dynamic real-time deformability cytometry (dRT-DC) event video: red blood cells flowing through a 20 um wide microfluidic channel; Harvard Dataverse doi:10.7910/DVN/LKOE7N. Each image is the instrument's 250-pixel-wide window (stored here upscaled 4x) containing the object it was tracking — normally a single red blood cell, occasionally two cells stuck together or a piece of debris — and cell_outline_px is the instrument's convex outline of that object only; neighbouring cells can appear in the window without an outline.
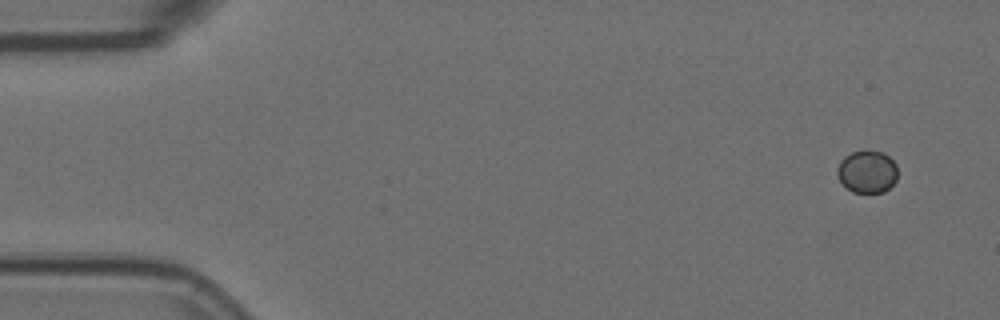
{"species": "Egyptian fruit bat (a non-hibernating species)", "species_latin": "Rousettus aegyptiacus", "temperature_condition": "room temperature", "stored_images_in_passage": 4, "camera_frame_rate_fps": 3000, "um_per_image_px": 0.085, "animal": {"sex": "female"}, "frame": {"image": 1, "passage_image": 1, "time_ms": 0.0, "image_size_px": [1000, 320], "cell_outline_px": [[896, 180], [884, 192], [852, 192], [840, 180], [836, 172], [836, 168], [840, 160], [844, 156], [852, 152], [864, 148], [884, 152], [896, 164]], "centroid_in_image_um": [73.69, 14.54], "position_along_channel_um": 11.3, "area_um2": 15.14}}
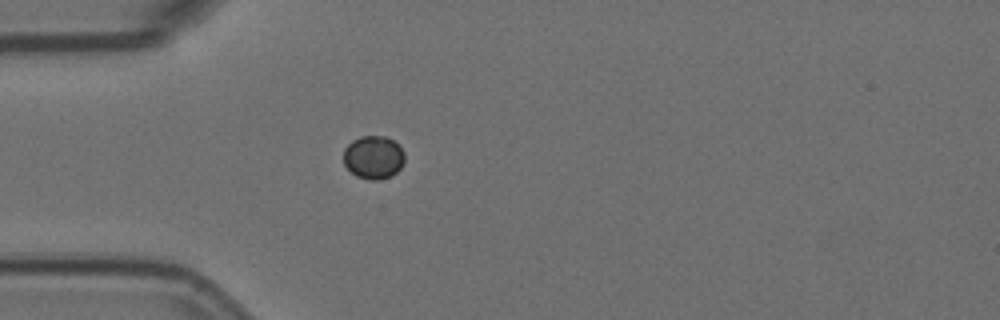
{"frame": {"image": 2, "passage_image": 4, "time_ms": 1.0, "image_size_px": [1000, 320], "cell_outline_px": [[404, 160], [400, 168], [392, 176], [376, 180], [368, 180], [356, 176], [344, 164], [344, 148], [352, 140], [360, 136], [384, 136], [392, 140], [404, 152]], "centroid_in_image_um": [31.73, 13.37], "position_along_channel_um": 53.3, "area_um2": 15.32}}